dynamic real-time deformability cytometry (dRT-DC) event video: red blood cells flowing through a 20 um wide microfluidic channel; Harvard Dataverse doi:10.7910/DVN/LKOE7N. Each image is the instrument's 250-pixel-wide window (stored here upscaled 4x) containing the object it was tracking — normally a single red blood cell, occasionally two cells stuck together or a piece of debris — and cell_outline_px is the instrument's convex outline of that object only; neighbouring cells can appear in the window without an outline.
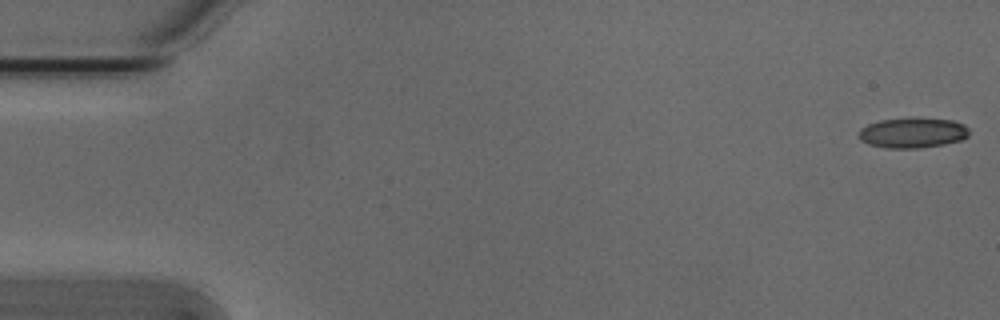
{"species": "Egyptian fruit bat (a non-hibernating species)", "species_latin": "Rousettus aegyptiacus", "temperature_condition": "cold", "stored_images_in_passage": 15, "camera_frame_rate_fps": 3000, "um_per_image_px": 0.085, "animal": {"sex": "male"}, "frame": {"image": 1, "passage_image": 1, "time_ms": 0.0, "image_size_px": [1000, 320], "cell_outline_px": [[968, 136], [960, 140], [944, 144], [916, 148], [884, 148], [868, 144], [860, 140], [860, 128], [868, 124], [880, 120], [912, 116], [952, 120], [964, 124], [968, 128]], "centroid_in_image_um": [77.57, 11.26], "position_along_channel_um": 7.4, "area_um2": 19.77}}
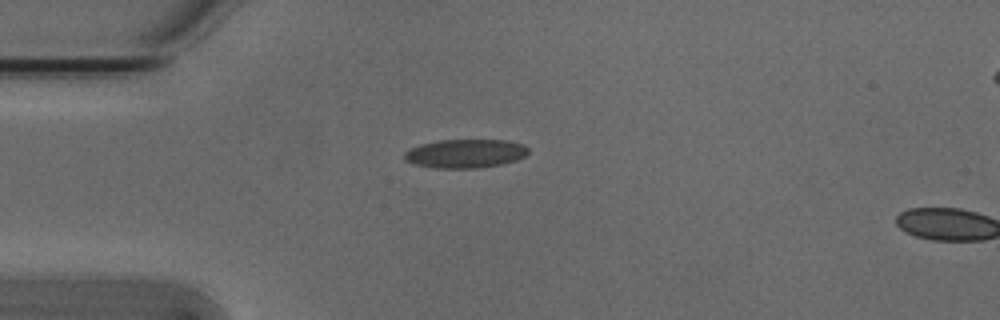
{"frame": {"image": 2, "passage_image": 14, "time_ms": 4.333, "image_size_px": [1000, 320], "cell_outline_px": [[528, 152], [524, 156], [516, 160], [500, 164], [476, 168], [436, 168], [416, 164], [404, 160], [404, 152], [420, 144], [440, 140], [504, 140], [524, 144], [528, 148]], "centroid_in_image_um": [39.55, 13.04], "position_along_channel_um": 45.5, "area_um2": 20.58}}